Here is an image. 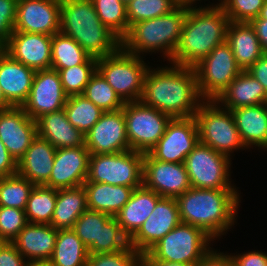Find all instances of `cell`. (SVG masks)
Masks as SVG:
<instances>
[{
    "label": "cell",
    "instance_id": "27",
    "mask_svg": "<svg viewBox=\"0 0 267 266\" xmlns=\"http://www.w3.org/2000/svg\"><path fill=\"white\" fill-rule=\"evenodd\" d=\"M160 198V195L143 185L133 190L129 201L115 215L121 230L129 239L152 214Z\"/></svg>",
    "mask_w": 267,
    "mask_h": 266
},
{
    "label": "cell",
    "instance_id": "49",
    "mask_svg": "<svg viewBox=\"0 0 267 266\" xmlns=\"http://www.w3.org/2000/svg\"><path fill=\"white\" fill-rule=\"evenodd\" d=\"M17 173V162L0 140V178Z\"/></svg>",
    "mask_w": 267,
    "mask_h": 266
},
{
    "label": "cell",
    "instance_id": "19",
    "mask_svg": "<svg viewBox=\"0 0 267 266\" xmlns=\"http://www.w3.org/2000/svg\"><path fill=\"white\" fill-rule=\"evenodd\" d=\"M61 0H18L14 31L52 36L60 31Z\"/></svg>",
    "mask_w": 267,
    "mask_h": 266
},
{
    "label": "cell",
    "instance_id": "15",
    "mask_svg": "<svg viewBox=\"0 0 267 266\" xmlns=\"http://www.w3.org/2000/svg\"><path fill=\"white\" fill-rule=\"evenodd\" d=\"M67 98L57 70H38L29 96L21 107L36 121L45 114L63 109Z\"/></svg>",
    "mask_w": 267,
    "mask_h": 266
},
{
    "label": "cell",
    "instance_id": "39",
    "mask_svg": "<svg viewBox=\"0 0 267 266\" xmlns=\"http://www.w3.org/2000/svg\"><path fill=\"white\" fill-rule=\"evenodd\" d=\"M100 21L122 39L129 31L126 4L121 0H91Z\"/></svg>",
    "mask_w": 267,
    "mask_h": 266
},
{
    "label": "cell",
    "instance_id": "34",
    "mask_svg": "<svg viewBox=\"0 0 267 266\" xmlns=\"http://www.w3.org/2000/svg\"><path fill=\"white\" fill-rule=\"evenodd\" d=\"M82 63H97L73 38L62 33L52 35L51 68L66 69Z\"/></svg>",
    "mask_w": 267,
    "mask_h": 266
},
{
    "label": "cell",
    "instance_id": "28",
    "mask_svg": "<svg viewBox=\"0 0 267 266\" xmlns=\"http://www.w3.org/2000/svg\"><path fill=\"white\" fill-rule=\"evenodd\" d=\"M36 126L37 135L56 149L85 146V135L68 121L64 108L41 116Z\"/></svg>",
    "mask_w": 267,
    "mask_h": 266
},
{
    "label": "cell",
    "instance_id": "4",
    "mask_svg": "<svg viewBox=\"0 0 267 266\" xmlns=\"http://www.w3.org/2000/svg\"><path fill=\"white\" fill-rule=\"evenodd\" d=\"M60 17L59 32L93 58L107 57L121 47V39L100 21L91 0H61Z\"/></svg>",
    "mask_w": 267,
    "mask_h": 266
},
{
    "label": "cell",
    "instance_id": "50",
    "mask_svg": "<svg viewBox=\"0 0 267 266\" xmlns=\"http://www.w3.org/2000/svg\"><path fill=\"white\" fill-rule=\"evenodd\" d=\"M247 71L262 84L267 94V53H264Z\"/></svg>",
    "mask_w": 267,
    "mask_h": 266
},
{
    "label": "cell",
    "instance_id": "5",
    "mask_svg": "<svg viewBox=\"0 0 267 266\" xmlns=\"http://www.w3.org/2000/svg\"><path fill=\"white\" fill-rule=\"evenodd\" d=\"M187 11L188 6L178 5L166 15L136 22L121 39V47L143 58L160 53L163 62H170L179 45Z\"/></svg>",
    "mask_w": 267,
    "mask_h": 266
},
{
    "label": "cell",
    "instance_id": "42",
    "mask_svg": "<svg viewBox=\"0 0 267 266\" xmlns=\"http://www.w3.org/2000/svg\"><path fill=\"white\" fill-rule=\"evenodd\" d=\"M230 22L250 23L260 14L265 0H217Z\"/></svg>",
    "mask_w": 267,
    "mask_h": 266
},
{
    "label": "cell",
    "instance_id": "57",
    "mask_svg": "<svg viewBox=\"0 0 267 266\" xmlns=\"http://www.w3.org/2000/svg\"><path fill=\"white\" fill-rule=\"evenodd\" d=\"M121 1L124 2L125 4H127L131 0H121Z\"/></svg>",
    "mask_w": 267,
    "mask_h": 266
},
{
    "label": "cell",
    "instance_id": "46",
    "mask_svg": "<svg viewBox=\"0 0 267 266\" xmlns=\"http://www.w3.org/2000/svg\"><path fill=\"white\" fill-rule=\"evenodd\" d=\"M234 266H267V252L251 250L243 253H228Z\"/></svg>",
    "mask_w": 267,
    "mask_h": 266
},
{
    "label": "cell",
    "instance_id": "33",
    "mask_svg": "<svg viewBox=\"0 0 267 266\" xmlns=\"http://www.w3.org/2000/svg\"><path fill=\"white\" fill-rule=\"evenodd\" d=\"M88 248L72 229H58L51 266H86Z\"/></svg>",
    "mask_w": 267,
    "mask_h": 266
},
{
    "label": "cell",
    "instance_id": "21",
    "mask_svg": "<svg viewBox=\"0 0 267 266\" xmlns=\"http://www.w3.org/2000/svg\"><path fill=\"white\" fill-rule=\"evenodd\" d=\"M90 155L86 146L56 149L49 181L44 186L64 189L83 185L88 176Z\"/></svg>",
    "mask_w": 267,
    "mask_h": 266
},
{
    "label": "cell",
    "instance_id": "8",
    "mask_svg": "<svg viewBox=\"0 0 267 266\" xmlns=\"http://www.w3.org/2000/svg\"><path fill=\"white\" fill-rule=\"evenodd\" d=\"M149 63L120 47L113 54L97 59V70L124 102H133L141 100Z\"/></svg>",
    "mask_w": 267,
    "mask_h": 266
},
{
    "label": "cell",
    "instance_id": "3",
    "mask_svg": "<svg viewBox=\"0 0 267 266\" xmlns=\"http://www.w3.org/2000/svg\"><path fill=\"white\" fill-rule=\"evenodd\" d=\"M205 5L188 6L171 63L193 68L216 46L226 42L229 18L218 3Z\"/></svg>",
    "mask_w": 267,
    "mask_h": 266
},
{
    "label": "cell",
    "instance_id": "24",
    "mask_svg": "<svg viewBox=\"0 0 267 266\" xmlns=\"http://www.w3.org/2000/svg\"><path fill=\"white\" fill-rule=\"evenodd\" d=\"M57 234L50 224L28 223L11 243L27 261H49Z\"/></svg>",
    "mask_w": 267,
    "mask_h": 266
},
{
    "label": "cell",
    "instance_id": "29",
    "mask_svg": "<svg viewBox=\"0 0 267 266\" xmlns=\"http://www.w3.org/2000/svg\"><path fill=\"white\" fill-rule=\"evenodd\" d=\"M226 43L233 51L236 63L242 71L248 70L265 53L251 23L230 22Z\"/></svg>",
    "mask_w": 267,
    "mask_h": 266
},
{
    "label": "cell",
    "instance_id": "14",
    "mask_svg": "<svg viewBox=\"0 0 267 266\" xmlns=\"http://www.w3.org/2000/svg\"><path fill=\"white\" fill-rule=\"evenodd\" d=\"M198 143L199 133L194 116L172 118L164 135L148 154L162 162L184 163L187 155Z\"/></svg>",
    "mask_w": 267,
    "mask_h": 266
},
{
    "label": "cell",
    "instance_id": "37",
    "mask_svg": "<svg viewBox=\"0 0 267 266\" xmlns=\"http://www.w3.org/2000/svg\"><path fill=\"white\" fill-rule=\"evenodd\" d=\"M83 95L104 112L118 111L125 104L98 70L90 78Z\"/></svg>",
    "mask_w": 267,
    "mask_h": 266
},
{
    "label": "cell",
    "instance_id": "38",
    "mask_svg": "<svg viewBox=\"0 0 267 266\" xmlns=\"http://www.w3.org/2000/svg\"><path fill=\"white\" fill-rule=\"evenodd\" d=\"M34 186L18 173L0 178V206L25 210Z\"/></svg>",
    "mask_w": 267,
    "mask_h": 266
},
{
    "label": "cell",
    "instance_id": "13",
    "mask_svg": "<svg viewBox=\"0 0 267 266\" xmlns=\"http://www.w3.org/2000/svg\"><path fill=\"white\" fill-rule=\"evenodd\" d=\"M196 72L200 96L216 100L242 69L237 65L233 51L224 42L216 46L202 61L193 67Z\"/></svg>",
    "mask_w": 267,
    "mask_h": 266
},
{
    "label": "cell",
    "instance_id": "10",
    "mask_svg": "<svg viewBox=\"0 0 267 266\" xmlns=\"http://www.w3.org/2000/svg\"><path fill=\"white\" fill-rule=\"evenodd\" d=\"M144 154L128 150L119 153L91 154L85 182L107 183L131 188L142 186Z\"/></svg>",
    "mask_w": 267,
    "mask_h": 266
},
{
    "label": "cell",
    "instance_id": "23",
    "mask_svg": "<svg viewBox=\"0 0 267 266\" xmlns=\"http://www.w3.org/2000/svg\"><path fill=\"white\" fill-rule=\"evenodd\" d=\"M35 72L0 50V87L12 106H22L27 100Z\"/></svg>",
    "mask_w": 267,
    "mask_h": 266
},
{
    "label": "cell",
    "instance_id": "52",
    "mask_svg": "<svg viewBox=\"0 0 267 266\" xmlns=\"http://www.w3.org/2000/svg\"><path fill=\"white\" fill-rule=\"evenodd\" d=\"M141 266H195L185 263H172L167 261H159V260H141Z\"/></svg>",
    "mask_w": 267,
    "mask_h": 266
},
{
    "label": "cell",
    "instance_id": "2",
    "mask_svg": "<svg viewBox=\"0 0 267 266\" xmlns=\"http://www.w3.org/2000/svg\"><path fill=\"white\" fill-rule=\"evenodd\" d=\"M240 195V190L190 187L175 199L181 222L203 229L216 241L237 223Z\"/></svg>",
    "mask_w": 267,
    "mask_h": 266
},
{
    "label": "cell",
    "instance_id": "32",
    "mask_svg": "<svg viewBox=\"0 0 267 266\" xmlns=\"http://www.w3.org/2000/svg\"><path fill=\"white\" fill-rule=\"evenodd\" d=\"M87 209V194L83 185L57 189V200L50 225L55 229H72Z\"/></svg>",
    "mask_w": 267,
    "mask_h": 266
},
{
    "label": "cell",
    "instance_id": "6",
    "mask_svg": "<svg viewBox=\"0 0 267 266\" xmlns=\"http://www.w3.org/2000/svg\"><path fill=\"white\" fill-rule=\"evenodd\" d=\"M214 242L203 229L181 222L147 253L142 254L141 260L195 265L214 248Z\"/></svg>",
    "mask_w": 267,
    "mask_h": 266
},
{
    "label": "cell",
    "instance_id": "16",
    "mask_svg": "<svg viewBox=\"0 0 267 266\" xmlns=\"http://www.w3.org/2000/svg\"><path fill=\"white\" fill-rule=\"evenodd\" d=\"M180 223L176 199L161 197L157 201L152 214L129 239V245L141 255L147 253Z\"/></svg>",
    "mask_w": 267,
    "mask_h": 266
},
{
    "label": "cell",
    "instance_id": "26",
    "mask_svg": "<svg viewBox=\"0 0 267 266\" xmlns=\"http://www.w3.org/2000/svg\"><path fill=\"white\" fill-rule=\"evenodd\" d=\"M244 146L267 151V103L231 110Z\"/></svg>",
    "mask_w": 267,
    "mask_h": 266
},
{
    "label": "cell",
    "instance_id": "40",
    "mask_svg": "<svg viewBox=\"0 0 267 266\" xmlns=\"http://www.w3.org/2000/svg\"><path fill=\"white\" fill-rule=\"evenodd\" d=\"M177 6L174 0H131L126 4L129 27L136 22L166 15Z\"/></svg>",
    "mask_w": 267,
    "mask_h": 266
},
{
    "label": "cell",
    "instance_id": "56",
    "mask_svg": "<svg viewBox=\"0 0 267 266\" xmlns=\"http://www.w3.org/2000/svg\"><path fill=\"white\" fill-rule=\"evenodd\" d=\"M255 19H267V0H265L264 5L261 8L259 16Z\"/></svg>",
    "mask_w": 267,
    "mask_h": 266
},
{
    "label": "cell",
    "instance_id": "18",
    "mask_svg": "<svg viewBox=\"0 0 267 266\" xmlns=\"http://www.w3.org/2000/svg\"><path fill=\"white\" fill-rule=\"evenodd\" d=\"M85 146L90 154H107L128 151L126 120L123 108L104 112L85 134Z\"/></svg>",
    "mask_w": 267,
    "mask_h": 266
},
{
    "label": "cell",
    "instance_id": "44",
    "mask_svg": "<svg viewBox=\"0 0 267 266\" xmlns=\"http://www.w3.org/2000/svg\"><path fill=\"white\" fill-rule=\"evenodd\" d=\"M27 224L25 210L0 206V242H12Z\"/></svg>",
    "mask_w": 267,
    "mask_h": 266
},
{
    "label": "cell",
    "instance_id": "30",
    "mask_svg": "<svg viewBox=\"0 0 267 266\" xmlns=\"http://www.w3.org/2000/svg\"><path fill=\"white\" fill-rule=\"evenodd\" d=\"M216 101L232 110L267 103V94L262 84L246 70L231 81Z\"/></svg>",
    "mask_w": 267,
    "mask_h": 266
},
{
    "label": "cell",
    "instance_id": "12",
    "mask_svg": "<svg viewBox=\"0 0 267 266\" xmlns=\"http://www.w3.org/2000/svg\"><path fill=\"white\" fill-rule=\"evenodd\" d=\"M123 112L130 149L143 154L157 144L172 119L168 114L141 101L125 102Z\"/></svg>",
    "mask_w": 267,
    "mask_h": 266
},
{
    "label": "cell",
    "instance_id": "20",
    "mask_svg": "<svg viewBox=\"0 0 267 266\" xmlns=\"http://www.w3.org/2000/svg\"><path fill=\"white\" fill-rule=\"evenodd\" d=\"M37 136L36 121L21 106L0 109V140L18 162Z\"/></svg>",
    "mask_w": 267,
    "mask_h": 266
},
{
    "label": "cell",
    "instance_id": "7",
    "mask_svg": "<svg viewBox=\"0 0 267 266\" xmlns=\"http://www.w3.org/2000/svg\"><path fill=\"white\" fill-rule=\"evenodd\" d=\"M194 118L198 127L199 142L232 160L235 156L234 151L248 150L240 138L231 110L222 107L216 100H204Z\"/></svg>",
    "mask_w": 267,
    "mask_h": 266
},
{
    "label": "cell",
    "instance_id": "35",
    "mask_svg": "<svg viewBox=\"0 0 267 266\" xmlns=\"http://www.w3.org/2000/svg\"><path fill=\"white\" fill-rule=\"evenodd\" d=\"M56 200L57 189L34 186L25 208L28 223L51 224Z\"/></svg>",
    "mask_w": 267,
    "mask_h": 266
},
{
    "label": "cell",
    "instance_id": "31",
    "mask_svg": "<svg viewBox=\"0 0 267 266\" xmlns=\"http://www.w3.org/2000/svg\"><path fill=\"white\" fill-rule=\"evenodd\" d=\"M88 209L106 213L112 217L129 201L134 188L107 183L84 182Z\"/></svg>",
    "mask_w": 267,
    "mask_h": 266
},
{
    "label": "cell",
    "instance_id": "45",
    "mask_svg": "<svg viewBox=\"0 0 267 266\" xmlns=\"http://www.w3.org/2000/svg\"><path fill=\"white\" fill-rule=\"evenodd\" d=\"M18 0H0V48L9 42L14 31Z\"/></svg>",
    "mask_w": 267,
    "mask_h": 266
},
{
    "label": "cell",
    "instance_id": "48",
    "mask_svg": "<svg viewBox=\"0 0 267 266\" xmlns=\"http://www.w3.org/2000/svg\"><path fill=\"white\" fill-rule=\"evenodd\" d=\"M195 266H234V263L228 252L224 253L213 248Z\"/></svg>",
    "mask_w": 267,
    "mask_h": 266
},
{
    "label": "cell",
    "instance_id": "53",
    "mask_svg": "<svg viewBox=\"0 0 267 266\" xmlns=\"http://www.w3.org/2000/svg\"><path fill=\"white\" fill-rule=\"evenodd\" d=\"M178 5H186V6H201L203 4H200L201 2L203 3L204 1L206 2L207 0H174ZM200 2V3H199Z\"/></svg>",
    "mask_w": 267,
    "mask_h": 266
},
{
    "label": "cell",
    "instance_id": "17",
    "mask_svg": "<svg viewBox=\"0 0 267 266\" xmlns=\"http://www.w3.org/2000/svg\"><path fill=\"white\" fill-rule=\"evenodd\" d=\"M142 185L161 197L176 198L190 187L184 163L162 162L148 153L143 158Z\"/></svg>",
    "mask_w": 267,
    "mask_h": 266
},
{
    "label": "cell",
    "instance_id": "25",
    "mask_svg": "<svg viewBox=\"0 0 267 266\" xmlns=\"http://www.w3.org/2000/svg\"><path fill=\"white\" fill-rule=\"evenodd\" d=\"M56 148L37 135L24 156L17 162V173L35 186H44L52 171Z\"/></svg>",
    "mask_w": 267,
    "mask_h": 266
},
{
    "label": "cell",
    "instance_id": "47",
    "mask_svg": "<svg viewBox=\"0 0 267 266\" xmlns=\"http://www.w3.org/2000/svg\"><path fill=\"white\" fill-rule=\"evenodd\" d=\"M27 262L11 242H0V266H25Z\"/></svg>",
    "mask_w": 267,
    "mask_h": 266
},
{
    "label": "cell",
    "instance_id": "11",
    "mask_svg": "<svg viewBox=\"0 0 267 266\" xmlns=\"http://www.w3.org/2000/svg\"><path fill=\"white\" fill-rule=\"evenodd\" d=\"M72 230L88 248L89 254L114 253L129 246L115 217L87 209L77 219Z\"/></svg>",
    "mask_w": 267,
    "mask_h": 266
},
{
    "label": "cell",
    "instance_id": "54",
    "mask_svg": "<svg viewBox=\"0 0 267 266\" xmlns=\"http://www.w3.org/2000/svg\"><path fill=\"white\" fill-rule=\"evenodd\" d=\"M10 107H12V105L6 100L0 87V109H7Z\"/></svg>",
    "mask_w": 267,
    "mask_h": 266
},
{
    "label": "cell",
    "instance_id": "1",
    "mask_svg": "<svg viewBox=\"0 0 267 266\" xmlns=\"http://www.w3.org/2000/svg\"><path fill=\"white\" fill-rule=\"evenodd\" d=\"M149 66L141 102L172 118L193 117L204 99L200 96L194 68L168 62Z\"/></svg>",
    "mask_w": 267,
    "mask_h": 266
},
{
    "label": "cell",
    "instance_id": "22",
    "mask_svg": "<svg viewBox=\"0 0 267 266\" xmlns=\"http://www.w3.org/2000/svg\"><path fill=\"white\" fill-rule=\"evenodd\" d=\"M52 36L13 31L3 48L14 60L38 71L51 69Z\"/></svg>",
    "mask_w": 267,
    "mask_h": 266
},
{
    "label": "cell",
    "instance_id": "9",
    "mask_svg": "<svg viewBox=\"0 0 267 266\" xmlns=\"http://www.w3.org/2000/svg\"><path fill=\"white\" fill-rule=\"evenodd\" d=\"M184 165L193 188L239 190L231 178L232 159L208 145L199 142Z\"/></svg>",
    "mask_w": 267,
    "mask_h": 266
},
{
    "label": "cell",
    "instance_id": "41",
    "mask_svg": "<svg viewBox=\"0 0 267 266\" xmlns=\"http://www.w3.org/2000/svg\"><path fill=\"white\" fill-rule=\"evenodd\" d=\"M57 70L65 94L69 96L83 95L85 87L97 70V63H82L66 69Z\"/></svg>",
    "mask_w": 267,
    "mask_h": 266
},
{
    "label": "cell",
    "instance_id": "51",
    "mask_svg": "<svg viewBox=\"0 0 267 266\" xmlns=\"http://www.w3.org/2000/svg\"><path fill=\"white\" fill-rule=\"evenodd\" d=\"M250 23L256 31L263 51L267 53V19H253Z\"/></svg>",
    "mask_w": 267,
    "mask_h": 266
},
{
    "label": "cell",
    "instance_id": "43",
    "mask_svg": "<svg viewBox=\"0 0 267 266\" xmlns=\"http://www.w3.org/2000/svg\"><path fill=\"white\" fill-rule=\"evenodd\" d=\"M141 256L129 245L114 253L89 254L86 266H141Z\"/></svg>",
    "mask_w": 267,
    "mask_h": 266
},
{
    "label": "cell",
    "instance_id": "36",
    "mask_svg": "<svg viewBox=\"0 0 267 266\" xmlns=\"http://www.w3.org/2000/svg\"><path fill=\"white\" fill-rule=\"evenodd\" d=\"M64 111L68 121L84 135L104 113L84 95L69 96L64 106Z\"/></svg>",
    "mask_w": 267,
    "mask_h": 266
},
{
    "label": "cell",
    "instance_id": "55",
    "mask_svg": "<svg viewBox=\"0 0 267 266\" xmlns=\"http://www.w3.org/2000/svg\"><path fill=\"white\" fill-rule=\"evenodd\" d=\"M25 266H51L49 261H28Z\"/></svg>",
    "mask_w": 267,
    "mask_h": 266
}]
</instances>
